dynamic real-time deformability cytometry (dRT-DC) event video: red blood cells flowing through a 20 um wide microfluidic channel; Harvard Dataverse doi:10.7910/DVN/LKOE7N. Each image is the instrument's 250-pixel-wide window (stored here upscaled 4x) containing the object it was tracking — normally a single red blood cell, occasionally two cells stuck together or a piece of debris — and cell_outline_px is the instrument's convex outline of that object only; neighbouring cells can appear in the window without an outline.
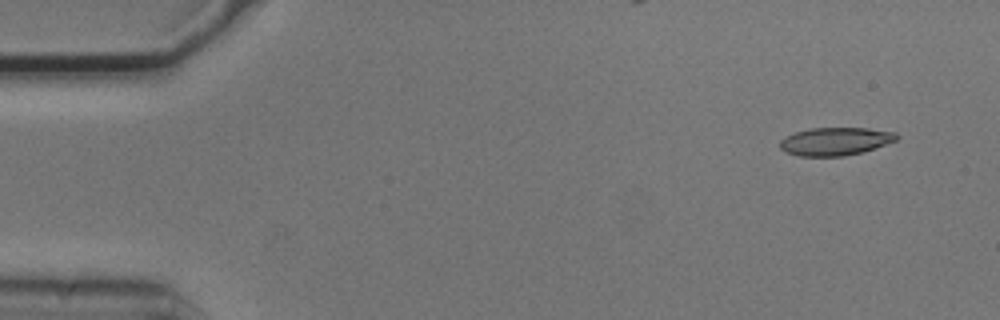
{"species": "common noctule bat (a hibernating species)", "species_latin": "Nyctalus noctula", "temperature_condition": "cold", "stored_images_in_passage": 4, "camera_frame_rate_fps": 3000, "um_per_image_px": 0.085, "animal": {"sex": "male", "body_mass_g": 20.5, "forearm_length_mm": 52.5}, "frame": {"image": 1, "passage_image": 1, "time_ms": 0.0, "image_size_px": [1000, 320], "cell_outline_px": [[900, 136], [896, 140], [860, 152], [844, 156], [800, 156], [784, 152], [780, 148], [780, 140], [784, 136], [796, 132], [812, 128], [868, 128], [896, 132]], "centroid_in_image_um": [70.96, 12.01], "position_along_channel_um": 14.0, "area_um2": 18.9}}
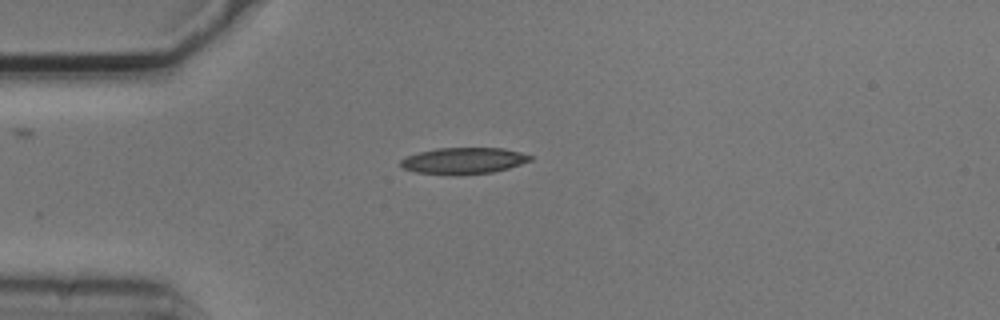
{"frame": {"image": 2, "passage_image": 4, "time_ms": 1.0, "image_size_px": [1000, 320], "cell_outline_px": [[532, 160], [508, 168], [492, 172], [456, 176], [448, 176], [416, 172], [404, 168], [400, 164], [400, 160], [408, 156], [420, 152], [436, 148], [504, 148], [520, 152], [532, 156]], "centroid_in_image_um": [39.4, 13.68], "position_along_channel_um": 45.6, "area_um2": 20.06}}